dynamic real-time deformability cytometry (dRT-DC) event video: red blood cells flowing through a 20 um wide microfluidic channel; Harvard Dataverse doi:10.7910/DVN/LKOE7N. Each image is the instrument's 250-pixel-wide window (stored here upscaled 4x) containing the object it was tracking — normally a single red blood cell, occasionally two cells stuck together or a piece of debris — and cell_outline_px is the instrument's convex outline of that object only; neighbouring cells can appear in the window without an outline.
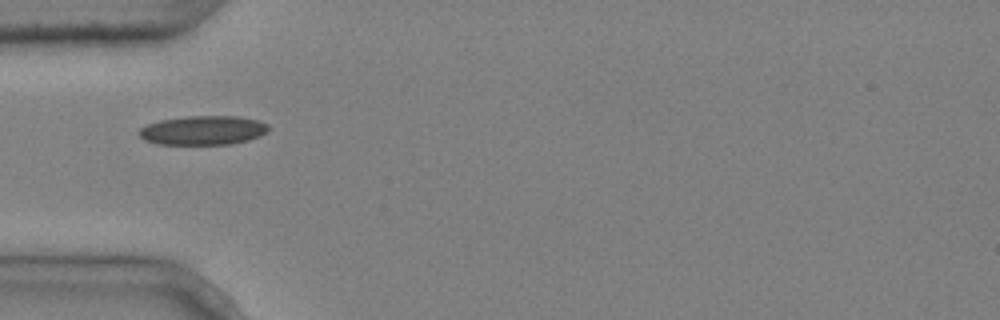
{"species": "common noctule bat (a hibernating species)", "species_latin": "Nyctalus noctula", "temperature_condition": "cold", "stored_images_in_passage": 3, "camera_frame_rate_fps": 3000, "um_per_image_px": 0.085, "animal": {"sex": "male", "body_mass_g": 20.4}, "frame": {"image": 1, "passage_image": 1, "time_ms": 0.0, "image_size_px": [1000, 320], "cell_outline_px": [[272, 128], [268, 132], [260, 136], [248, 140], [232, 144], [156, 144], [144, 140], [136, 132], [140, 128], [148, 124], [160, 120], [188, 116], [240, 116], [256, 120], [268, 124]], "centroid_in_image_um": [17.28, 11.08], "position_along_channel_um": 67.7, "area_um2": 22.2}}